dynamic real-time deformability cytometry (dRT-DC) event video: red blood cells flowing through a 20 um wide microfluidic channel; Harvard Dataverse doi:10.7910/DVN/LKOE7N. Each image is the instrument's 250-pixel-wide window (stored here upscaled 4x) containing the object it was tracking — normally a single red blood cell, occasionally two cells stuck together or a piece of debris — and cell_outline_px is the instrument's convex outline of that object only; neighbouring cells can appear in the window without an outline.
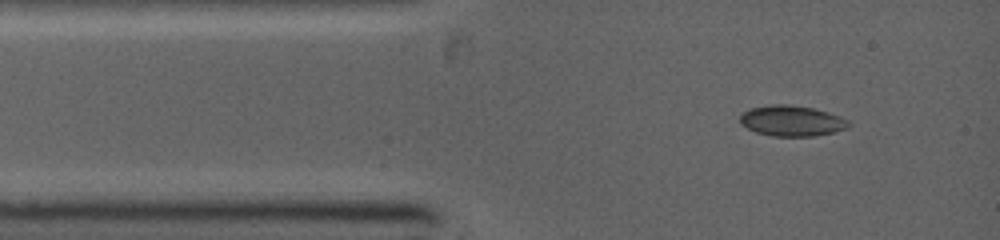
{"species": "common noctule bat (a hibernating species)", "species_latin": "Nyctalus noctula", "temperature_condition": "warm", "stored_images_in_passage": 5, "camera_frame_rate_fps": 5000, "um_per_image_px": 0.085, "animal": {"sex": "female", "body_mass_g": 19.0, "forearm_length_mm": 53.3}, "frame": {"image": 1, "passage_image": 1, "time_ms": 0.0, "image_size_px": [1000, 240], "cell_outline_px": [[852, 124], [848, 128], [832, 132], [812, 136], [772, 136], [756, 132], [740, 124], [740, 116], [744, 112], [752, 108], [776, 104], [788, 104], [812, 108], [828, 112], [840, 116], [848, 120]], "centroid_in_image_um": [67.32, 10.27], "position_along_channel_um": 17.7, "area_um2": 19.25}}
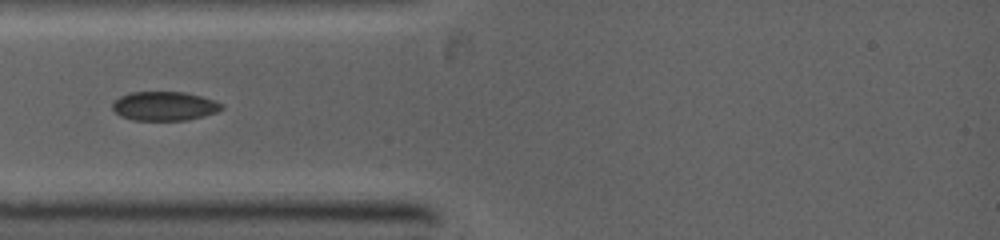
{"frame": {"image": 2, "passage_image": 4, "time_ms": 1.8, "image_size_px": [1000, 240], "cell_outline_px": [[224, 108], [216, 112], [204, 116], [188, 120], [132, 120], [120, 116], [112, 108], [112, 104], [120, 96], [132, 92], [184, 92], [200, 96], [224, 104]], "centroid_in_image_um": [13.98, 9.02], "position_along_channel_um": 71.0, "area_um2": 18.44}}